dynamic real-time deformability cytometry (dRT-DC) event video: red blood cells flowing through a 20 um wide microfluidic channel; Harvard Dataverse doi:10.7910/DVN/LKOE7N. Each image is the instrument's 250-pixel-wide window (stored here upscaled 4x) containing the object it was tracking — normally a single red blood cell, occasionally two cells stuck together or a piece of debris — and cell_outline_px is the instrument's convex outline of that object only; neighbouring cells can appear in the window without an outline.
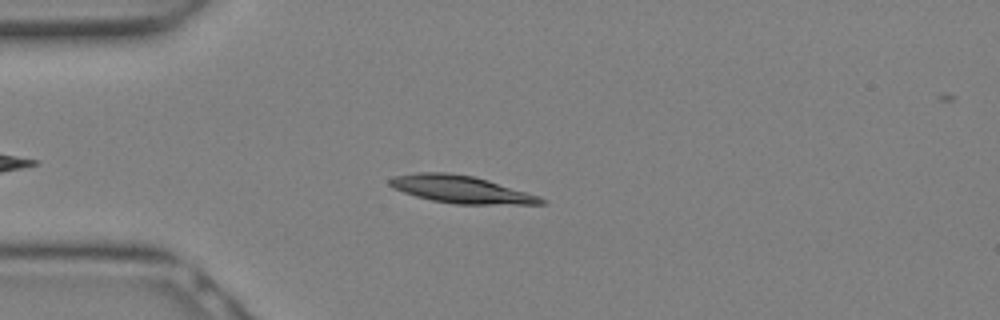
{"species": "Egyptian fruit bat (a non-hibernating species)", "species_latin": "Rousettus aegyptiacus", "temperature_condition": "warm", "stored_images_in_passage": 7, "camera_frame_rate_fps": 3000, "um_per_image_px": 0.085, "animal": {"sex": "female"}, "frame": {"image": 1, "passage_image": 4, "time_ms": 1.0, "image_size_px": [1000, 320], "cell_outline_px": [[548, 204], [456, 204], [432, 200], [416, 196], [404, 192], [388, 184], [388, 180], [392, 176], [416, 172], [448, 172], [472, 176], [488, 180], [540, 196], [548, 200]], "centroid_in_image_um": [39.21, 16.09], "position_along_channel_um": 45.8, "area_um2": 24.16}}
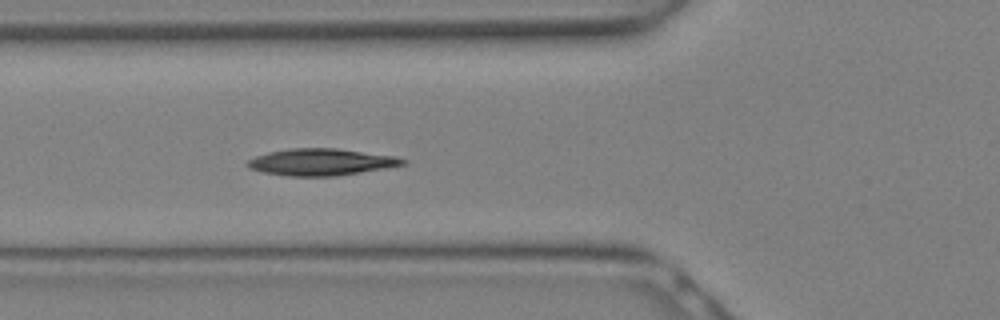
{"frame": {"image": 2, "passage_image": 7, "time_ms": 2.0, "image_size_px": [1000, 320], "cell_outline_px": [[408, 164], [388, 168], [336, 176], [292, 176], [264, 172], [248, 168], [244, 164], [248, 160], [256, 156], [268, 152], [292, 148], [336, 148], [396, 156], [408, 160]], "centroid_in_image_um": [27.34, 13.77], "position_along_channel_um": 98.5, "area_um2": 24.39}}